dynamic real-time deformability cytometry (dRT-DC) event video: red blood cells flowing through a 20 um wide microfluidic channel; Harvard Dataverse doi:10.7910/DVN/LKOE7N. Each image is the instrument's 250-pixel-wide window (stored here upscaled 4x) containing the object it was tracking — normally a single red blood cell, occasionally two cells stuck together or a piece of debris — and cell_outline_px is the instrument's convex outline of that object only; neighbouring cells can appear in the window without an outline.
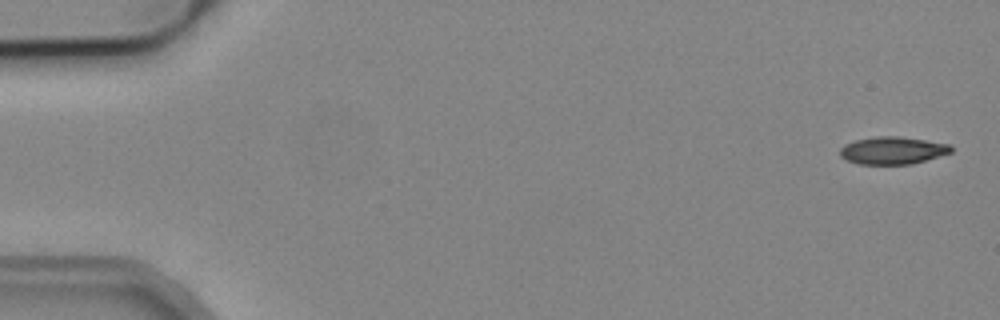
{"species": "common noctule bat (a hibernating species)", "species_latin": "Nyctalus noctula", "temperature_condition": "cold", "stored_images_in_passage": 4, "camera_frame_rate_fps": 3000, "um_per_image_px": 0.085, "animal": {"sex": "male", "body_mass_g": 19.2, "forearm_length_mm": 51.8}, "frame": {"image": 1, "passage_image": 1, "time_ms": 0.0, "image_size_px": [1000, 320], "cell_outline_px": [[952, 152], [912, 164], [860, 164], [848, 160], [840, 156], [840, 148], [844, 144], [856, 140], [876, 136], [900, 136], [952, 144]], "centroid_in_image_um": [75.89, 12.78], "position_along_channel_um": 9.1, "area_um2": 17.8}}
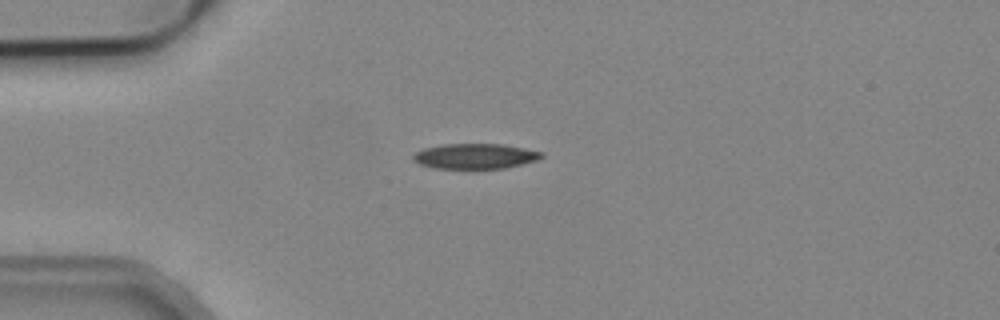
{"frame": {"image": 2, "passage_image": 4, "time_ms": 1.0, "image_size_px": [1000, 320], "cell_outline_px": [[544, 156], [536, 160], [504, 168], [432, 168], [420, 164], [412, 160], [412, 156], [416, 152], [424, 148], [440, 144], [504, 144], [544, 152]], "centroid_in_image_um": [40.36, 13.26], "position_along_channel_um": 44.6, "area_um2": 18.84}}